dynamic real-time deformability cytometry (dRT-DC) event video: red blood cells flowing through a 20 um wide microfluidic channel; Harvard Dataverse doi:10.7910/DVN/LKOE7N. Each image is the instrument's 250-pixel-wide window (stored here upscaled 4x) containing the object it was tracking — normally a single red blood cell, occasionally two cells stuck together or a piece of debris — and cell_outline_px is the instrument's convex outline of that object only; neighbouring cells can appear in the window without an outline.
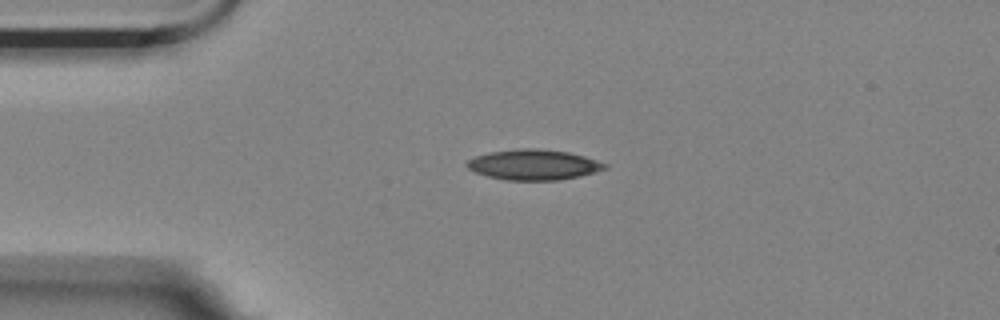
{"species": "Egyptian fruit bat (a non-hibernating species)", "species_latin": "Rousettus aegyptiacus", "temperature_condition": "room temperature", "stored_images_in_passage": 2, "camera_frame_rate_fps": 3000, "um_per_image_px": 0.085, "animal": {"sex": "female"}, "frame": {"image": 1, "passage_image": 1, "time_ms": 0.0, "image_size_px": [1000, 320], "cell_outline_px": [[608, 168], [580, 176], [556, 180], [504, 180], [488, 176], [476, 172], [468, 168], [464, 164], [468, 160], [476, 156], [488, 152], [516, 148], [536, 148], [568, 152], [584, 156], [608, 164]], "centroid_in_image_um": [45.34, 13.99], "position_along_channel_um": 39.7, "area_um2": 24.45}}